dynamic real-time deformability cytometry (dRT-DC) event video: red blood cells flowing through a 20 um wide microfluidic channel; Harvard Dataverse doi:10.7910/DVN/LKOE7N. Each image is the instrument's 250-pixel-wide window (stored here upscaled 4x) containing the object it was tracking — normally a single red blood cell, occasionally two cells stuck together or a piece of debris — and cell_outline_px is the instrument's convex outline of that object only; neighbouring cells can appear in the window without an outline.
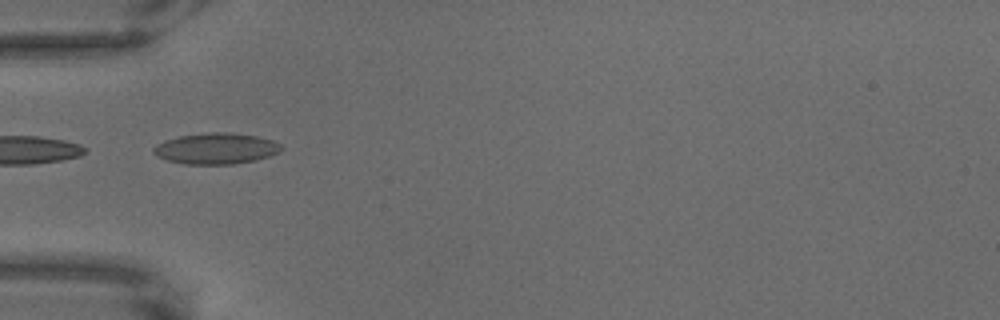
{"species": "common noctule bat (a hibernating species)", "species_latin": "Nyctalus noctula", "temperature_condition": "warm", "stored_images_in_passage": 19, "camera_frame_rate_fps": 3000, "um_per_image_px": 0.085, "animal": {"sex": "male", "body_mass_g": 18.8}, "frame": {"image": 1, "passage_image": 1, "time_ms": 0.0, "image_size_px": [1000, 320], "cell_outline_px": [[284, 148], [280, 152], [256, 160], [232, 164], [184, 164], [168, 160], [156, 156], [152, 152], [152, 148], [156, 144], [164, 140], [180, 136], [208, 132], [224, 132], [256, 136], [272, 140], [280, 144]], "centroid_in_image_um": [18.34, 12.63], "position_along_channel_um": 66.7, "area_um2": 23.12}}
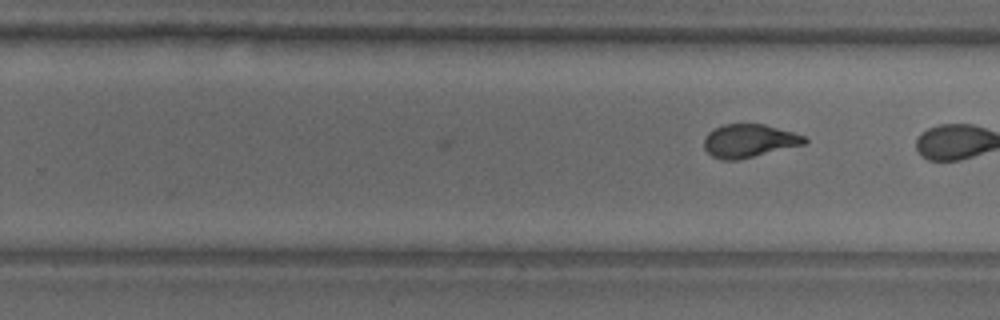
{"frame": {"image": 2, "passage_image": 19, "time_ms": 6.0, "image_size_px": [1000, 320], "cell_outline_px": [[808, 140], [804, 144], [736, 160], [720, 160], [712, 156], [704, 148], [704, 136], [712, 128], [724, 124], [764, 124], [792, 132], [804, 136]], "centroid_in_image_um": [63.61, 11.96], "position_along_channel_um": 266.2, "area_um2": 19.31}}